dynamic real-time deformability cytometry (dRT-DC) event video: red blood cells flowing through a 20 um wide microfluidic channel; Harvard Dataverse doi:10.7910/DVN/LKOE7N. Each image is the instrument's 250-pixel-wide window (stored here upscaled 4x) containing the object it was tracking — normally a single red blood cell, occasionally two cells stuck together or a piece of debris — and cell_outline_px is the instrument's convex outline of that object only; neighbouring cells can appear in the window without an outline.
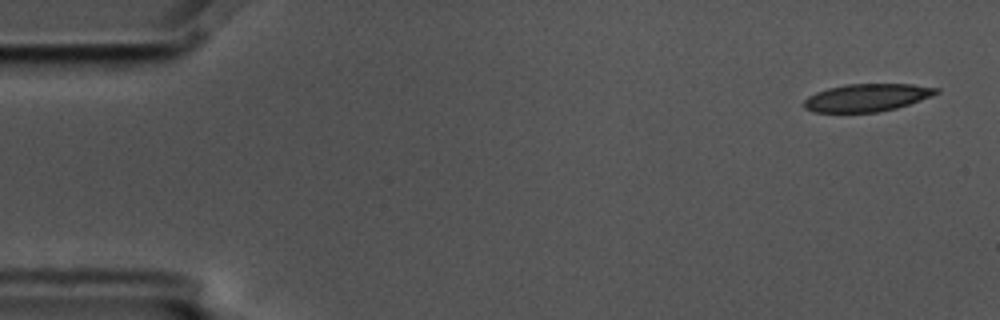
{"species": "common noctule bat (a hibernating species)", "species_latin": "Nyctalus noctula", "temperature_condition": "cold", "stored_images_in_passage": 4, "camera_frame_rate_fps": 3000, "um_per_image_px": 0.085, "animal": {"sex": "male", "body_mass_g": 17.5, "forearm_length_mm": 52.3}, "frame": {"image": 1, "passage_image": 1, "time_ms": 0.0, "image_size_px": [1000, 320], "cell_outline_px": [[940, 92], [920, 100], [896, 108], [876, 112], [812, 112], [804, 108], [804, 100], [808, 96], [816, 92], [828, 88], [848, 84], [912, 84], [940, 88]], "centroid_in_image_um": [73.67, 8.29], "position_along_channel_um": 11.3, "area_um2": 21.21}}
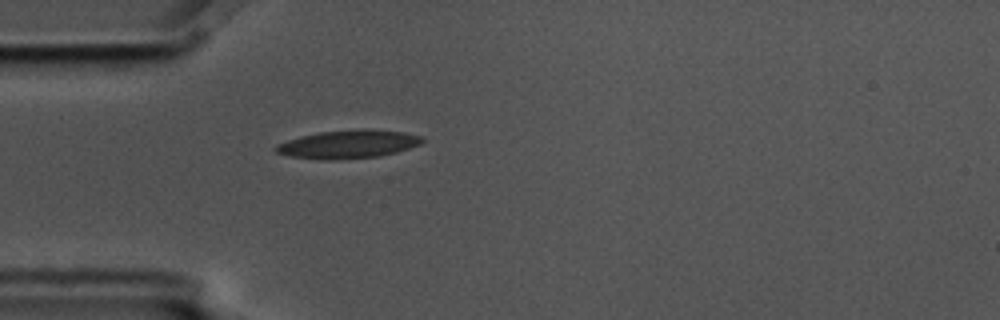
{"frame": {"image": 2, "passage_image": 4, "time_ms": 1.0, "image_size_px": [1000, 320], "cell_outline_px": [[424, 140], [420, 144], [396, 152], [380, 156], [336, 160], [324, 160], [288, 156], [276, 152], [272, 148], [276, 144], [300, 136], [320, 132], [364, 128], [404, 132], [420, 136]], "centroid_in_image_um": [29.56, 12.26], "position_along_channel_um": 55.4, "area_um2": 24.22}}